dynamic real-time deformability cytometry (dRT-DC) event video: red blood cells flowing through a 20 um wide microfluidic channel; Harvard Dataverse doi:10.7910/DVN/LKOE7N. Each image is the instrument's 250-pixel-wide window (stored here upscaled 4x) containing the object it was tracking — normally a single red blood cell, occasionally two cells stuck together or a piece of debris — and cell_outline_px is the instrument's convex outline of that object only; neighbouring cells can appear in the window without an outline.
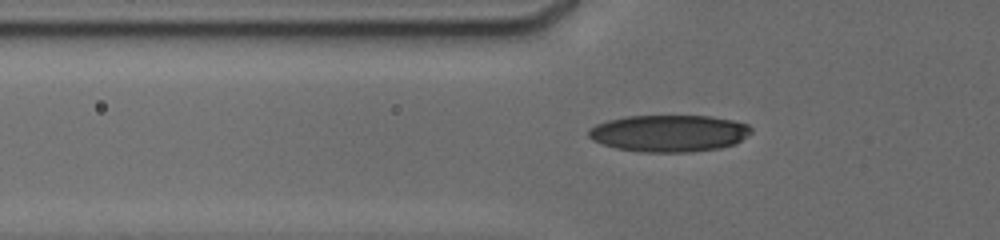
{"species": "human", "species_latin": "Homo sapiens", "temperature_condition": "cold", "stored_images_in_passage": 61, "camera_frame_rate_fps": 3000, "um_per_image_px": 0.085, "donor": {"sex": "male"}, "frame": {"image": 1, "passage_image": 16, "time_ms": 5.333, "image_size_px": [1000, 240], "cell_outline_px": [[752, 132], [736, 144], [720, 148], [692, 152], [640, 152], [616, 148], [592, 140], [588, 136], [588, 132], [596, 124], [608, 120], [628, 116], [712, 116], [732, 120], [748, 124], [752, 128]], "centroid_in_image_um": [56.91, 11.33], "position_along_channel_um": 68.9, "area_um2": 35.03}}
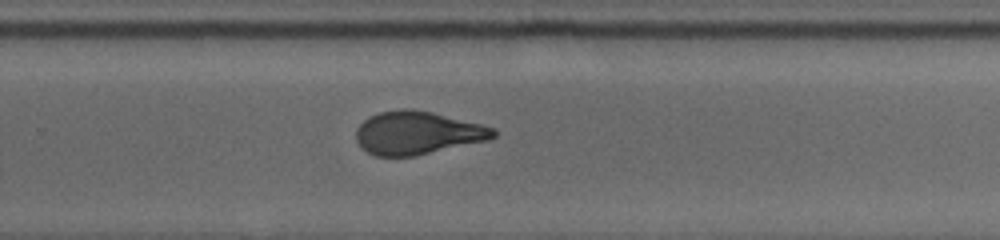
{"frame": {"image": 2, "passage_image": 41, "time_ms": 11.333, "image_size_px": [1000, 240], "cell_outline_px": [[496, 136], [488, 140], [412, 156], [376, 156], [368, 152], [356, 140], [356, 128], [368, 116], [380, 112], [400, 108], [412, 108], [432, 112], [496, 128]], "centroid_in_image_um": [35.47, 11.28], "position_along_channel_um": 294.3, "area_um2": 34.28}}
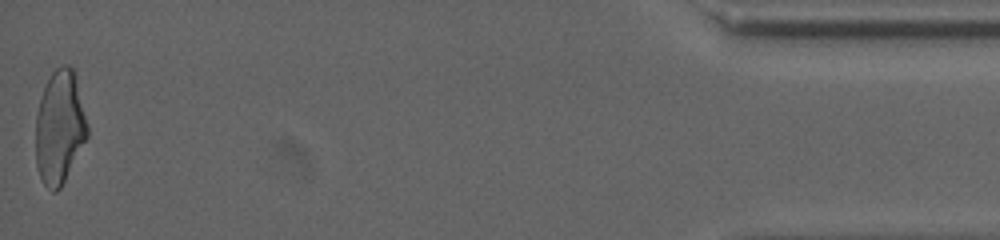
{"frame": {"image": 3, "passage_image": 61, "time_ms": 17.0, "image_size_px": [1000, 240], "cell_outline_px": [[88, 136], [60, 188], [56, 192], [52, 192], [44, 184], [40, 176], [36, 164], [36, 116], [40, 100], [44, 88], [52, 72], [60, 64], [68, 64], [76, 72], [88, 124]], "centroid_in_image_um": [5.09, 10.78], "position_along_channel_um": 430.1, "area_um2": 34.28}, "authors_computed_cell_mechanics": {"area_um2": 34.4488, "velocity_mm_per_s": 3.8148, "shape_relaxation_time_tau1_ms": 6.5592, "shape_relaxation_time_tau2_ms": 1.0968, "deformation_change_tau1": 0.1926, "deformation_change_tau2": 0.0683}}